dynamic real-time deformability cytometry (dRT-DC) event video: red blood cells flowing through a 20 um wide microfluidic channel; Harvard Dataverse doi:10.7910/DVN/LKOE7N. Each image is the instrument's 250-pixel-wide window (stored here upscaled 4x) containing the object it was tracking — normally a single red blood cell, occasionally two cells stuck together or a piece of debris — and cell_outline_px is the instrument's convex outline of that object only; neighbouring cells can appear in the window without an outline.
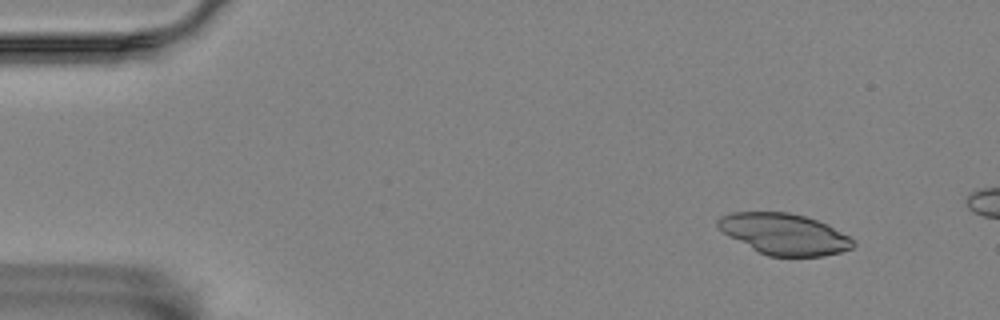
{"species": "Egyptian fruit bat (a non-hibernating species)", "species_latin": "Rousettus aegyptiacus", "temperature_condition": "room temperature", "stored_images_in_passage": 4, "camera_frame_rate_fps": 3000, "um_per_image_px": 0.085, "animal": {"sex": "female"}, "frame": {"image": 1, "passage_image": 2, "time_ms": 1.0, "image_size_px": [1000, 320], "cell_outline_px": [[856, 244], [852, 248], [840, 252], [824, 256], [768, 256], [728, 236], [716, 224], [716, 220], [720, 216], [732, 212], [788, 212], [804, 216], [828, 224], [856, 240]], "centroid_in_image_um": [66.69, 19.89], "position_along_channel_um": 18.3, "area_um2": 32.31}}